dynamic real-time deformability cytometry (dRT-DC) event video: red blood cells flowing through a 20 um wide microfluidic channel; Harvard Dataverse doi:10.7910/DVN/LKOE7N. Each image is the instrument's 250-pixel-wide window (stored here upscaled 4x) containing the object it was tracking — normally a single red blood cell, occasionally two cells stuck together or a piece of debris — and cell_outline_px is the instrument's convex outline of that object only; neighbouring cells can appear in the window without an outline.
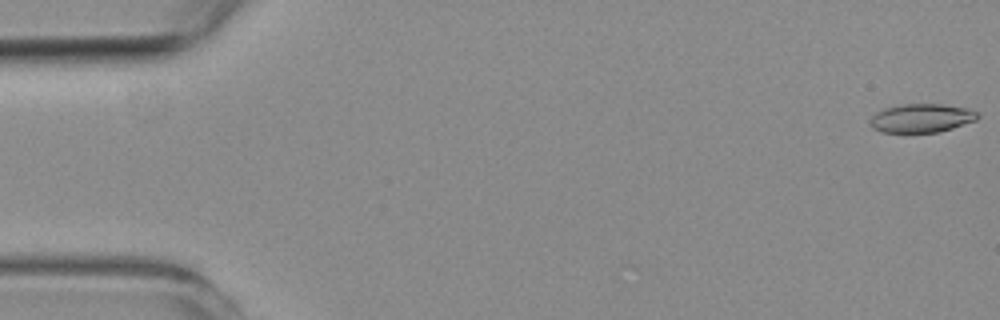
{"species": "common noctule bat (a hibernating species)", "species_latin": "Nyctalus noctula", "temperature_condition": "room temperature", "stored_images_in_passage": 32, "camera_frame_rate_fps": 3000, "um_per_image_px": 0.085, "animal": {"sex": "female", "body_mass_g": 19.3, "forearm_length_mm": 54.1}, "frame": {"image": 1, "passage_image": 1, "time_ms": 0.0, "image_size_px": [1000, 320], "cell_outline_px": [[980, 116], [976, 120], [940, 132], [884, 132], [872, 128], [868, 120], [876, 112], [884, 108], [904, 104], [940, 104], [968, 108], [976, 112]], "centroid_in_image_um": [78.31, 10.04], "position_along_channel_um": 6.7, "area_um2": 17.92}}
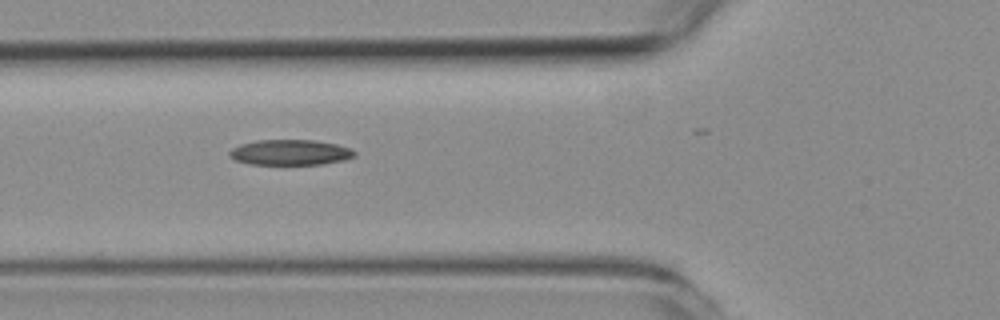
{"frame": {"image": 2, "passage_image": 20, "time_ms": 6.333, "image_size_px": [1000, 320], "cell_outline_px": [[356, 156], [344, 160], [320, 164], [252, 164], [236, 160], [228, 156], [228, 152], [232, 148], [240, 144], [256, 140], [312, 140], [336, 144], [352, 148], [356, 152]], "centroid_in_image_um": [24.67, 12.95], "position_along_channel_um": 101.1, "area_um2": 18.55}}
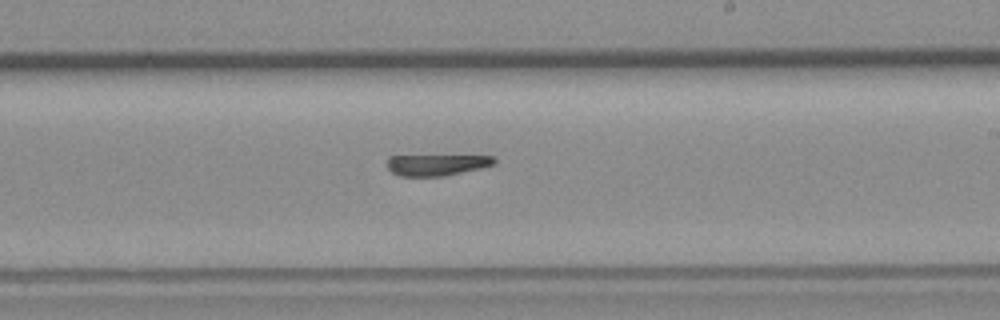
{"frame": {"image": 3, "passage_image": 32, "time_ms": 10.333, "image_size_px": [1000, 320], "cell_outline_px": [[496, 164], [480, 168], [444, 176], [400, 176], [392, 172], [388, 168], [388, 156], [492, 156], [496, 160]], "centroid_in_image_um": [37.12, 14.01], "position_along_channel_um": 251.9, "area_um2": 13.06}}